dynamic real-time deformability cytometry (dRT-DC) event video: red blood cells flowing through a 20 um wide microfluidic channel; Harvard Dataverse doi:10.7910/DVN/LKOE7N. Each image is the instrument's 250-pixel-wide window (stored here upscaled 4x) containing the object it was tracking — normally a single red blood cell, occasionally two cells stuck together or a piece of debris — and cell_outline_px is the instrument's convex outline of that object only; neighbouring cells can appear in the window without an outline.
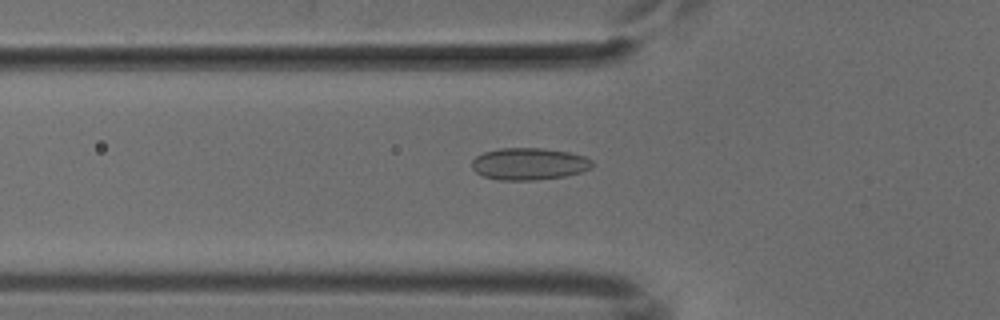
{"species": "common noctule bat (a hibernating species)", "species_latin": "Nyctalus noctula", "temperature_condition": "cold", "stored_images_in_passage": 42, "camera_frame_rate_fps": 3000, "um_per_image_px": 0.085, "animal": {"sex": "male", "body_mass_g": 18.8}, "frame": {"image": 1, "passage_image": 8, "time_ms": 2.333, "image_size_px": [1000, 320], "cell_outline_px": [[592, 168], [580, 172], [564, 176], [536, 180], [500, 180], [484, 176], [476, 172], [472, 168], [472, 160], [476, 156], [484, 152], [500, 148], [544, 148], [568, 152], [584, 156], [592, 160]], "centroid_in_image_um": [44.96, 13.92], "position_along_channel_um": 80.8, "area_um2": 22.43}}
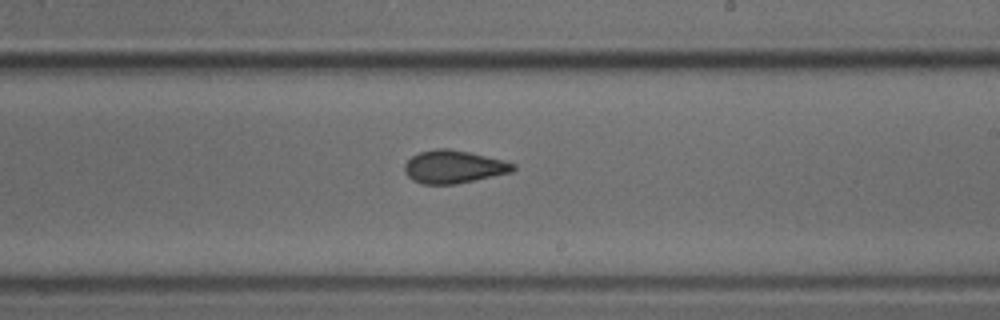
{"frame": {"image": 2, "passage_image": 21, "time_ms": 6.667, "image_size_px": [1000, 320], "cell_outline_px": [[516, 168], [512, 172], [452, 184], [420, 184], [412, 180], [404, 172], [404, 164], [412, 156], [420, 152], [436, 148], [448, 148], [468, 152], [504, 160], [516, 164]], "centroid_in_image_um": [38.54, 14.17], "position_along_channel_um": 250.5, "area_um2": 20.69}}
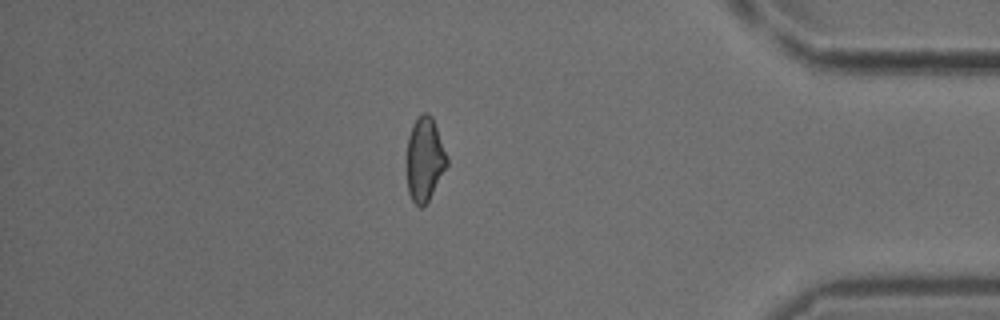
{"frame": {"image": 3, "passage_image": 35, "time_ms": 11.333, "image_size_px": [1000, 320], "cell_outline_px": [[448, 164], [428, 200], [420, 208], [412, 200], [408, 192], [404, 164], [408, 136], [412, 124], [424, 112], [428, 112], [432, 116], [448, 160]], "centroid_in_image_um": [36.03, 13.54], "position_along_channel_um": 399.2, "area_um2": 19.88}}